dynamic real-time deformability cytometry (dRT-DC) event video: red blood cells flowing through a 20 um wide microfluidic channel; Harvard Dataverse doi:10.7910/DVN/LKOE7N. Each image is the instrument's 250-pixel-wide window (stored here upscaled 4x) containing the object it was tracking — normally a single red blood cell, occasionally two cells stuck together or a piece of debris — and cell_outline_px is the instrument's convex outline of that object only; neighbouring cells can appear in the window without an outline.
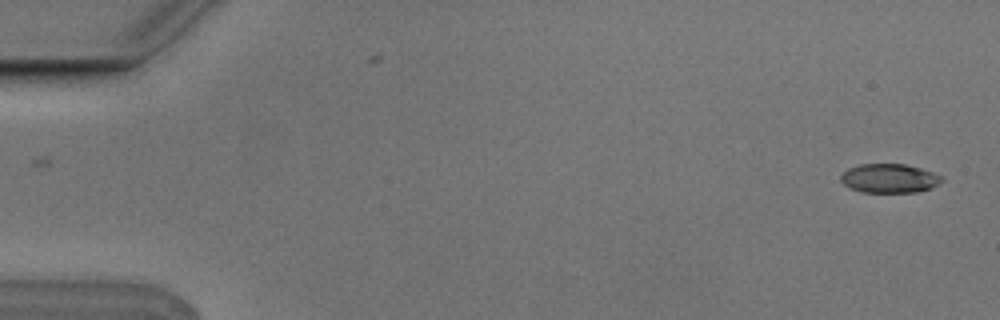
{"species": "Egyptian fruit bat (a non-hibernating species)", "species_latin": "Rousettus aegyptiacus", "temperature_condition": "cold", "stored_images_in_passage": 2, "camera_frame_rate_fps": 3000, "um_per_image_px": 0.085, "animal": {"sex": "male"}, "frame": {"image": 1, "passage_image": 2, "time_ms": 0.333, "image_size_px": [1000, 320], "cell_outline_px": [[944, 180], [932, 188], [916, 192], [860, 192], [844, 184], [840, 180], [840, 176], [848, 168], [860, 164], [904, 164], [920, 168], [944, 176]], "centroid_in_image_um": [75.62, 15.16], "position_along_channel_um": 9.4, "area_um2": 17.11}}